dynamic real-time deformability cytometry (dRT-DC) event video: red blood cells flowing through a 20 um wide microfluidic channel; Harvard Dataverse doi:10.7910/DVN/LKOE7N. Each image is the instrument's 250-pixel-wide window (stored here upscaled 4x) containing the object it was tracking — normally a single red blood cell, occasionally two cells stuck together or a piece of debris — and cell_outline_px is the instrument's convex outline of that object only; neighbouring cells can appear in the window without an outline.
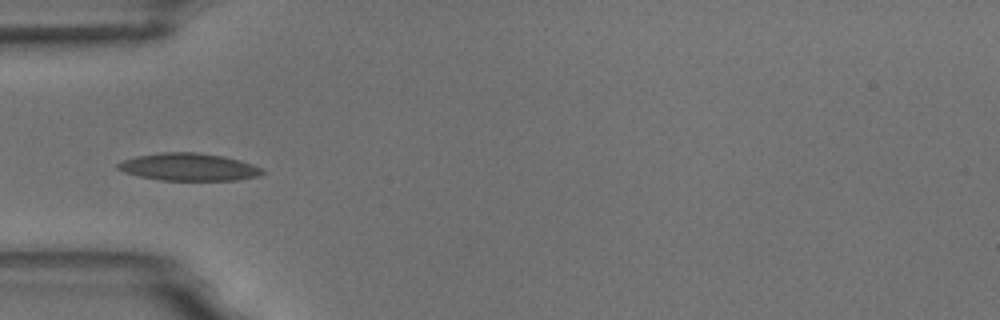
{"species": "common noctule bat (a hibernating species)", "species_latin": "Nyctalus noctula", "temperature_condition": "room temperature", "stored_images_in_passage": 2, "camera_frame_rate_fps": 3000, "um_per_image_px": 0.085, "animal": {"sex": "male", "body_mass_g": 18.8}, "frame": {"image": 1, "passage_image": 1, "time_ms": 0.0, "image_size_px": [1000, 320], "cell_outline_px": [[264, 172], [260, 176], [236, 180], [160, 180], [140, 176], [124, 172], [116, 168], [116, 164], [124, 160], [136, 156], [160, 152], [196, 152], [224, 156], [240, 160], [252, 164], [260, 168]], "centroid_in_image_um": [16.03, 14.19], "position_along_channel_um": 69.0, "area_um2": 23.12}}